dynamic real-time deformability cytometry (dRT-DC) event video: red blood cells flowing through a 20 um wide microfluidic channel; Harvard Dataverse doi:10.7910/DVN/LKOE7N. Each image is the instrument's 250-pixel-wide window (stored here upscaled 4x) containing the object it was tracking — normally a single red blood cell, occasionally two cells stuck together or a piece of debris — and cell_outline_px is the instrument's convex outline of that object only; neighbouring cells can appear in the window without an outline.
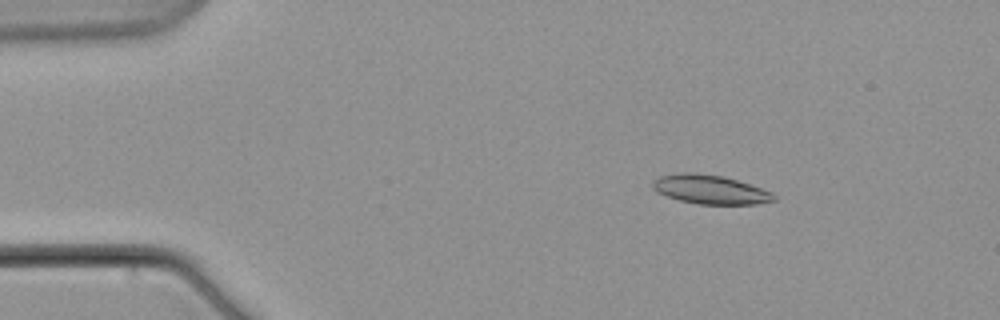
{"species": "common noctule bat (a hibernating species)", "species_latin": "Nyctalus noctula", "temperature_condition": "warm", "stored_images_in_passage": 6, "camera_frame_rate_fps": 3000, "um_per_image_px": 0.085, "animal": {"sex": "male", "body_mass_g": 21.5, "forearm_length_mm": 52.0}, "frame": {"image": 1, "passage_image": 3, "time_ms": 2.667, "image_size_px": [1000, 320], "cell_outline_px": [[776, 200], [756, 204], [700, 204], [680, 200], [656, 192], [652, 188], [652, 180], [660, 176], [684, 172], [692, 172], [724, 176], [772, 192], [776, 196]], "centroid_in_image_um": [60.35, 16.1], "position_along_channel_um": 24.7, "area_um2": 20.35}}
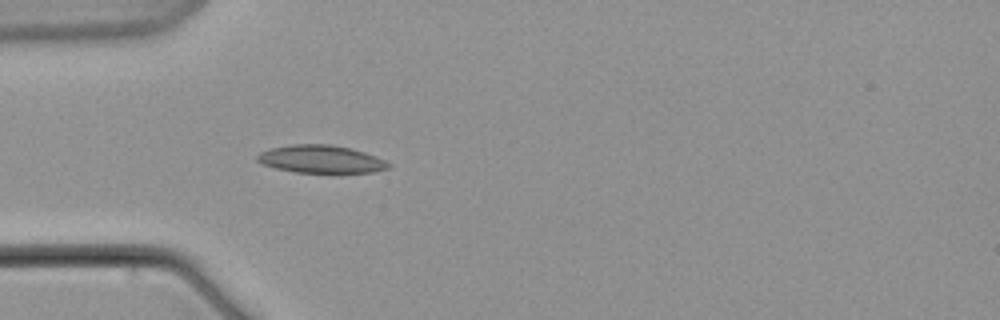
{"frame": {"image": 2, "passage_image": 6, "time_ms": 6.333, "image_size_px": [1000, 320], "cell_outline_px": [[392, 164], [388, 168], [372, 172], [296, 172], [276, 168], [264, 164], [256, 160], [256, 156], [260, 152], [268, 148], [292, 144], [332, 144], [364, 152], [376, 156]], "centroid_in_image_um": [27.26, 13.51], "position_along_channel_um": 57.7, "area_um2": 21.1}}